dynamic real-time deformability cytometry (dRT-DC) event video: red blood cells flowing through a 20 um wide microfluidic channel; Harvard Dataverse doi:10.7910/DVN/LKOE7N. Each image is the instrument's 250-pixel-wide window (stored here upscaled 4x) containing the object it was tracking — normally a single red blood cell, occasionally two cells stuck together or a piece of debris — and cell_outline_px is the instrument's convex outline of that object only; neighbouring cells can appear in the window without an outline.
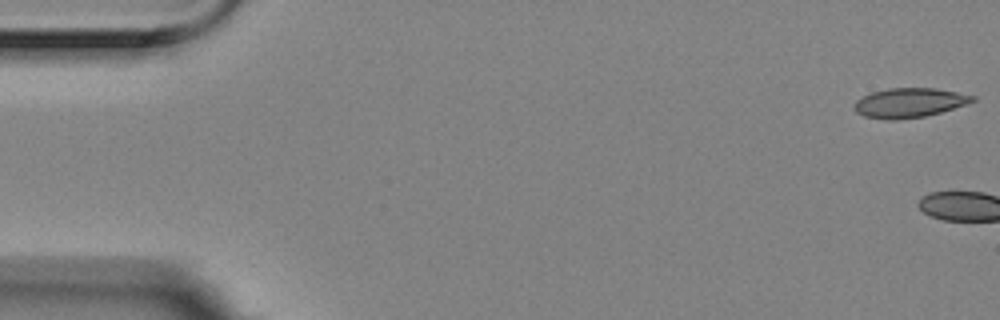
{"species": "Egyptian fruit bat (a non-hibernating species)", "species_latin": "Rousettus aegyptiacus", "temperature_condition": "room temperature", "stored_images_in_passage": 6, "camera_frame_rate_fps": 3000, "um_per_image_px": 0.085, "animal": {"sex": "female"}, "frame": {"image": 1, "passage_image": 1, "time_ms": 0.0, "image_size_px": [1000, 320], "cell_outline_px": [[976, 100], [968, 104], [940, 112], [924, 116], [896, 120], [888, 120], [864, 116], [856, 112], [852, 108], [852, 104], [856, 100], [872, 92], [888, 88], [936, 88], [976, 96]], "centroid_in_image_um": [77.27, 8.73], "position_along_channel_um": 7.7, "area_um2": 20.4}}
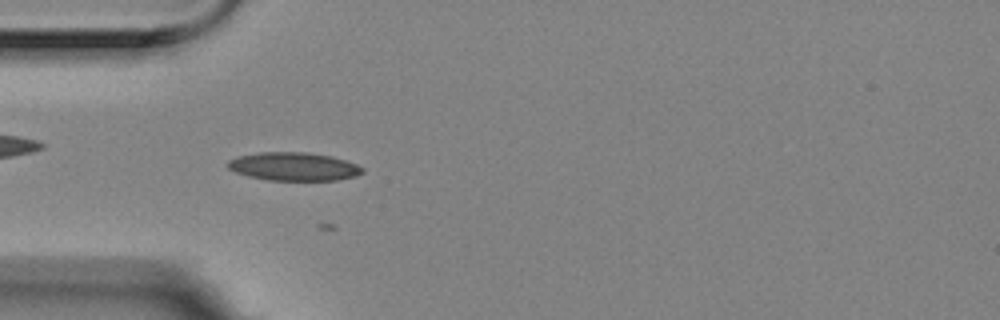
{"frame": {"image": 2, "passage_image": 5, "time_ms": 1.333, "image_size_px": [1000, 320], "cell_outline_px": [[364, 172], [356, 176], [336, 180], [268, 180], [248, 176], [236, 172], [228, 168], [228, 160], [236, 156], [260, 152], [308, 152], [332, 156], [356, 164], [364, 168]], "centroid_in_image_um": [24.97, 14.15], "position_along_channel_um": 60.0, "area_um2": 22.25}}